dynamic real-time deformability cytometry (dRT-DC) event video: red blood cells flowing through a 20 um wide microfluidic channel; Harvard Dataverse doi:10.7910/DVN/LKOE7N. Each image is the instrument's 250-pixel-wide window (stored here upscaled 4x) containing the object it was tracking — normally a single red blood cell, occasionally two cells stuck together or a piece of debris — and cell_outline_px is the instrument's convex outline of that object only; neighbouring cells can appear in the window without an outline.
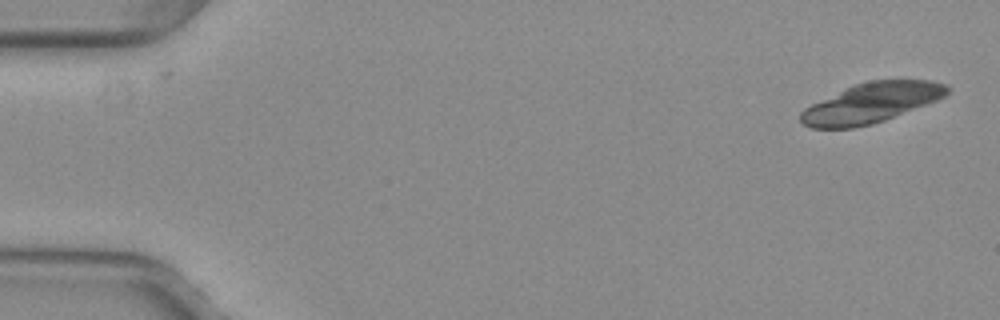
{"species": "common noctule bat (a hibernating species)", "species_latin": "Nyctalus noctula", "temperature_condition": "warm", "stored_images_in_passage": 17, "camera_frame_rate_fps": 3000, "um_per_image_px": 0.085, "animal": {"sex": "female", "body_mass_g": 29.2, "forearm_length_mm": 56.3}, "frame": {"image": 1, "passage_image": 1, "time_ms": 0.0, "image_size_px": [1000, 320], "cell_outline_px": [[952, 88], [944, 96], [936, 100], [884, 120], [872, 124], [852, 128], [812, 128], [804, 124], [800, 120], [800, 112], [804, 108], [812, 104], [856, 84], [868, 80], [932, 80], [948, 84]], "centroid_in_image_um": [74.08, 8.74], "position_along_channel_um": 10.9, "area_um2": 33.64}}